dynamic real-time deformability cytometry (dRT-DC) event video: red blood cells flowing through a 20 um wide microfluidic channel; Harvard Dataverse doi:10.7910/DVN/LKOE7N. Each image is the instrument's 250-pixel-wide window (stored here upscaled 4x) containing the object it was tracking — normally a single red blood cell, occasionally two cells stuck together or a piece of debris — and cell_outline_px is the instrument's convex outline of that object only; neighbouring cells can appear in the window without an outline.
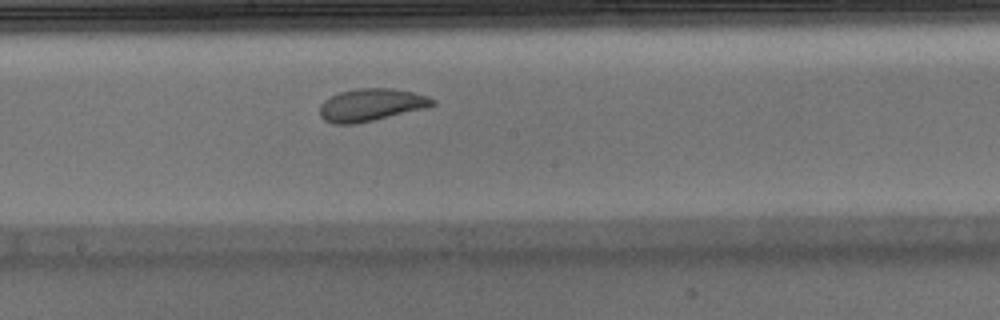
{"species": "Egyptian fruit bat (a non-hibernating species)", "species_latin": "Rousettus aegyptiacus", "temperature_condition": "warm", "stored_images_in_passage": 43, "camera_frame_rate_fps": 3000, "um_per_image_px": 0.085, "animal": {"sex": "male"}, "frame": {"image": 1, "passage_image": 19, "time_ms": 6.0, "image_size_px": [1000, 320], "cell_outline_px": [[436, 104], [424, 108], [356, 124], [332, 124], [324, 120], [320, 116], [320, 104], [324, 100], [340, 92], [356, 88], [388, 88], [412, 92], [428, 96], [436, 100]], "centroid_in_image_um": [31.51, 8.91], "position_along_channel_um": 216.7, "area_um2": 21.21}, "authors_computed_cell_mechanics": {"area_um2": 22.4264, "velocity_mm_per_s": 3.8992, "shape_relaxation_time_tau1_ms": null, "shape_relaxation_time_tau2_ms": 1.3643, "deformation_change_tau1": null, "deformation_change_tau2": 0.0801}}